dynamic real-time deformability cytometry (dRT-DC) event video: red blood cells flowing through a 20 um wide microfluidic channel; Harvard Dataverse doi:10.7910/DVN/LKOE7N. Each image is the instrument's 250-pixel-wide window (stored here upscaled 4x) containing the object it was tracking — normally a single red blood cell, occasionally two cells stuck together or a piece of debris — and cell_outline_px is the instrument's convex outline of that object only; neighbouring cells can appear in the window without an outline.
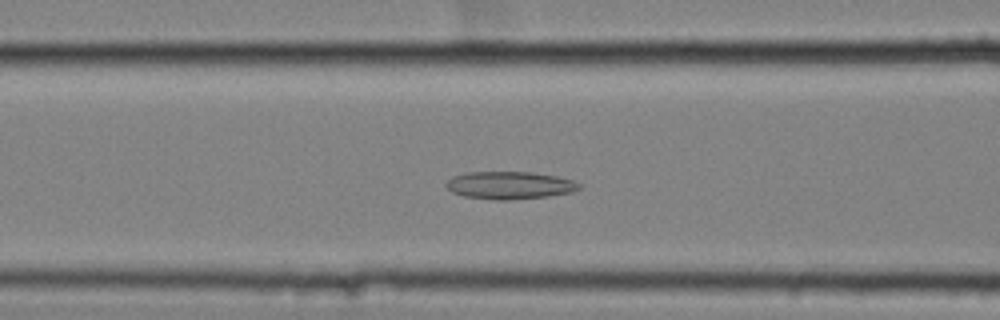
{"species": "common noctule bat (a hibernating species)", "species_latin": "Nyctalus noctula", "temperature_condition": "cold", "stored_images_in_passage": 50, "camera_frame_rate_fps": 3000, "um_per_image_px": 0.085, "animal": {"sex": "female", "body_mass_g": 25.1}, "frame": {"image": 1, "passage_image": 17, "time_ms": 5.333, "image_size_px": [1000, 320], "cell_outline_px": [[580, 188], [572, 192], [548, 196], [508, 200], [496, 200], [464, 196], [452, 192], [444, 184], [452, 176], [468, 172], [532, 172], [556, 176], [572, 180], [580, 184]], "centroid_in_image_um": [43.3, 15.75], "position_along_channel_um": 123.3, "area_um2": 21.33}}
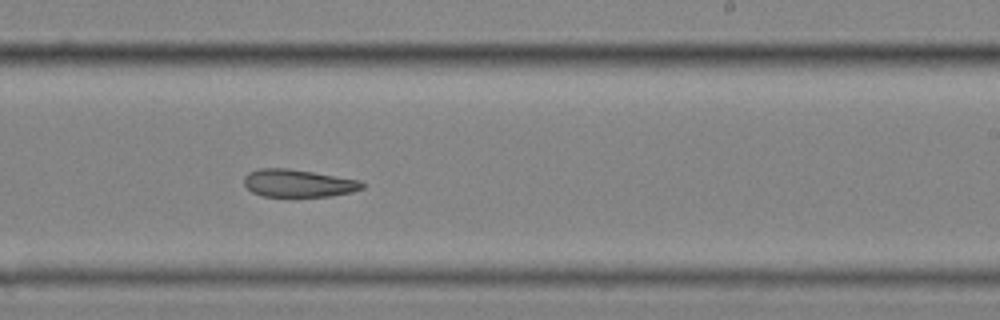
{"frame": {"image": 2, "passage_image": 29, "time_ms": 9.333, "image_size_px": [1000, 320], "cell_outline_px": [[364, 188], [352, 192], [332, 196], [264, 196], [252, 192], [244, 184], [244, 176], [248, 172], [260, 168], [288, 168], [360, 180], [364, 184]], "centroid_in_image_um": [25.35, 15.57], "position_along_channel_um": 263.7, "area_um2": 18.96}}
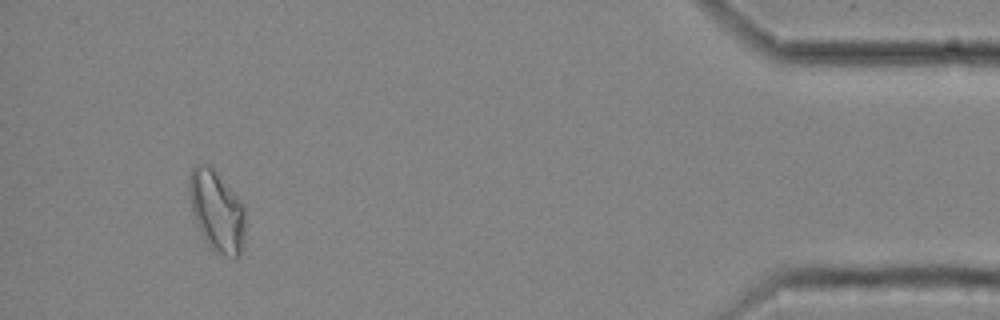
{"frame": {"image": 3, "passage_image": 47, "time_ms": 15.333, "image_size_px": [1000, 320], "cell_outline_px": [[244, 240], [240, 252], [232, 260], [212, 252], [200, 232], [192, 212], [188, 192], [188, 180], [192, 168], [196, 164], [208, 164], [212, 168], [244, 204]], "centroid_in_image_um": [18.41, 17.98], "position_along_channel_um": 416.8, "area_um2": 26.7}}